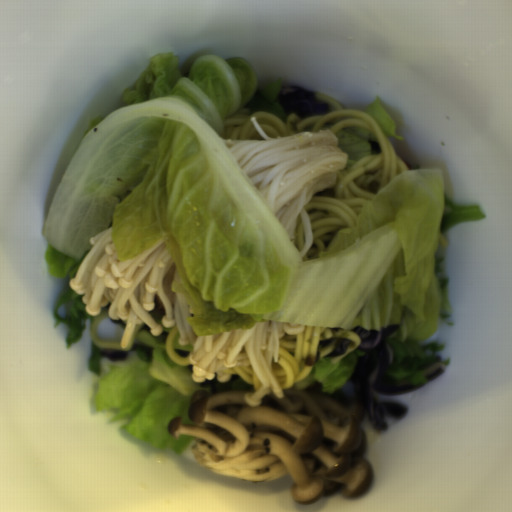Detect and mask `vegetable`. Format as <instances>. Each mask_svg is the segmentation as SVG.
<instances>
[{
  "label": "vegetable",
  "instance_id": "b0100df1",
  "mask_svg": "<svg viewBox=\"0 0 512 512\" xmlns=\"http://www.w3.org/2000/svg\"><path fill=\"white\" fill-rule=\"evenodd\" d=\"M364 112L374 118L379 125L385 137H395L396 140H405L404 137H400L396 134L395 125L396 123L384 110L383 105L378 98L372 100L365 108Z\"/></svg>",
  "mask_w": 512,
  "mask_h": 512
},
{
  "label": "vegetable",
  "instance_id": "6e5ebb59",
  "mask_svg": "<svg viewBox=\"0 0 512 512\" xmlns=\"http://www.w3.org/2000/svg\"><path fill=\"white\" fill-rule=\"evenodd\" d=\"M485 214L486 210L479 204L474 208H455L444 198L440 232L463 223L482 220Z\"/></svg>",
  "mask_w": 512,
  "mask_h": 512
},
{
  "label": "vegetable",
  "instance_id": "add77e79",
  "mask_svg": "<svg viewBox=\"0 0 512 512\" xmlns=\"http://www.w3.org/2000/svg\"><path fill=\"white\" fill-rule=\"evenodd\" d=\"M102 350L106 349L91 340L88 367L99 379L95 389L98 410L112 412L108 423L126 419L119 431L191 460L195 437H172L168 431L171 418L179 417L182 425L193 423L190 406L198 391L209 395L248 390L246 397L255 393L252 383L238 373L230 381H219L216 372L213 379L195 382L192 344H179L177 327H164L155 336L147 325L142 326L126 360L102 357Z\"/></svg>",
  "mask_w": 512,
  "mask_h": 512
},
{
  "label": "vegetable",
  "instance_id": "f7b5029e",
  "mask_svg": "<svg viewBox=\"0 0 512 512\" xmlns=\"http://www.w3.org/2000/svg\"><path fill=\"white\" fill-rule=\"evenodd\" d=\"M365 354L358 347L342 360L324 357L314 363L309 375L296 383L292 390L304 392L311 385H320L323 392L344 391L352 401L353 388L349 379L360 357H365Z\"/></svg>",
  "mask_w": 512,
  "mask_h": 512
},
{
  "label": "vegetable",
  "instance_id": "8f37a823",
  "mask_svg": "<svg viewBox=\"0 0 512 512\" xmlns=\"http://www.w3.org/2000/svg\"><path fill=\"white\" fill-rule=\"evenodd\" d=\"M282 86H290L283 83H269L267 86L256 88L254 94L241 107L251 111L271 112L282 122H287L290 114L286 113L283 106L274 103Z\"/></svg>",
  "mask_w": 512,
  "mask_h": 512
},
{
  "label": "vegetable",
  "instance_id": "f1789d4c",
  "mask_svg": "<svg viewBox=\"0 0 512 512\" xmlns=\"http://www.w3.org/2000/svg\"><path fill=\"white\" fill-rule=\"evenodd\" d=\"M334 134L338 137V145L345 152L346 160L344 163V171L352 167L361 158H369L378 151L374 150L369 144L370 140L378 141L372 129L358 127H343Z\"/></svg>",
  "mask_w": 512,
  "mask_h": 512
},
{
  "label": "vegetable",
  "instance_id": "96ceb2fe",
  "mask_svg": "<svg viewBox=\"0 0 512 512\" xmlns=\"http://www.w3.org/2000/svg\"><path fill=\"white\" fill-rule=\"evenodd\" d=\"M86 294H78L72 287L57 296L52 304L51 322L56 330L64 321L68 325L66 348H72L73 343L81 338L88 320H93L95 314H90L84 299Z\"/></svg>",
  "mask_w": 512,
  "mask_h": 512
},
{
  "label": "vegetable",
  "instance_id": "8f987158",
  "mask_svg": "<svg viewBox=\"0 0 512 512\" xmlns=\"http://www.w3.org/2000/svg\"><path fill=\"white\" fill-rule=\"evenodd\" d=\"M442 362H443V365L446 364L447 362H449V357L446 359H443Z\"/></svg>",
  "mask_w": 512,
  "mask_h": 512
},
{
  "label": "vegetable",
  "instance_id": "ea0f7189",
  "mask_svg": "<svg viewBox=\"0 0 512 512\" xmlns=\"http://www.w3.org/2000/svg\"><path fill=\"white\" fill-rule=\"evenodd\" d=\"M394 353V361L388 365L391 378L407 380L412 385H424L428 380L424 370L438 365L436 352L446 350V344H420L415 339H388Z\"/></svg>",
  "mask_w": 512,
  "mask_h": 512
}]
</instances>
